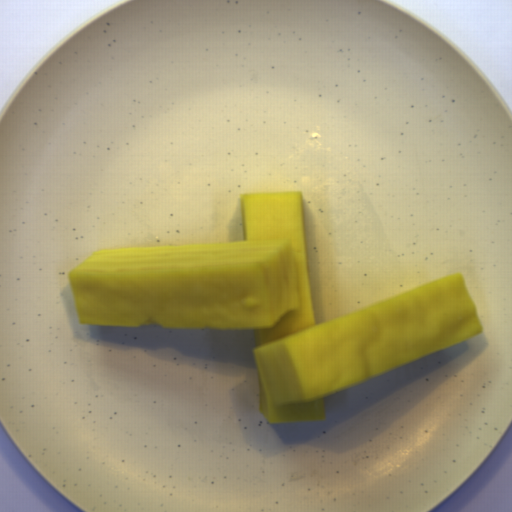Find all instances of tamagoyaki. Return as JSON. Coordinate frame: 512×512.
Listing matches in <instances>:
<instances>
[{"label":"tamagoyaki","instance_id":"obj_1","mask_svg":"<svg viewBox=\"0 0 512 512\" xmlns=\"http://www.w3.org/2000/svg\"><path fill=\"white\" fill-rule=\"evenodd\" d=\"M239 199L243 241L93 250L67 273L80 324L254 330L270 424L484 331L461 271L317 323L302 191Z\"/></svg>","mask_w":512,"mask_h":512}]
</instances>
